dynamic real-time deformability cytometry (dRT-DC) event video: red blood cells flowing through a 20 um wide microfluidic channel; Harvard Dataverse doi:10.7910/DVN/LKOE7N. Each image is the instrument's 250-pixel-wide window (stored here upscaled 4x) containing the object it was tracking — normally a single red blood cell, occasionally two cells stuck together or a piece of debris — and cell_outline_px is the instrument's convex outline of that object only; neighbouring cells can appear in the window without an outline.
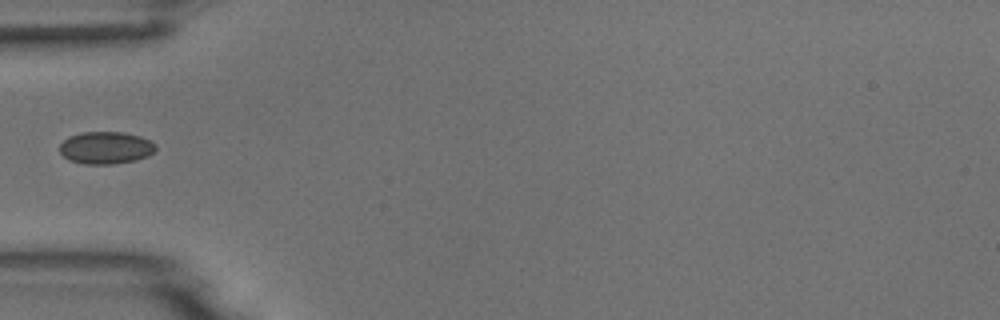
{"species": "common noctule bat (a hibernating species)", "species_latin": "Nyctalus noctula", "temperature_condition": "room temperature", "stored_images_in_passage": 1, "camera_frame_rate_fps": 3000, "um_per_image_px": 0.085, "animal": {"sex": "male", "body_mass_g": 18.8}, "frame": {"image": 1, "passage_image": 1, "time_ms": 0.0, "image_size_px": [1000, 320], "cell_outline_px": [[156, 148], [148, 156], [136, 160], [112, 164], [84, 164], [68, 160], [60, 152], [60, 144], [68, 136], [84, 132], [124, 132], [140, 136], [156, 144]], "centroid_in_image_um": [8.98, 12.56], "position_along_channel_um": 76.0, "area_um2": 18.09}}